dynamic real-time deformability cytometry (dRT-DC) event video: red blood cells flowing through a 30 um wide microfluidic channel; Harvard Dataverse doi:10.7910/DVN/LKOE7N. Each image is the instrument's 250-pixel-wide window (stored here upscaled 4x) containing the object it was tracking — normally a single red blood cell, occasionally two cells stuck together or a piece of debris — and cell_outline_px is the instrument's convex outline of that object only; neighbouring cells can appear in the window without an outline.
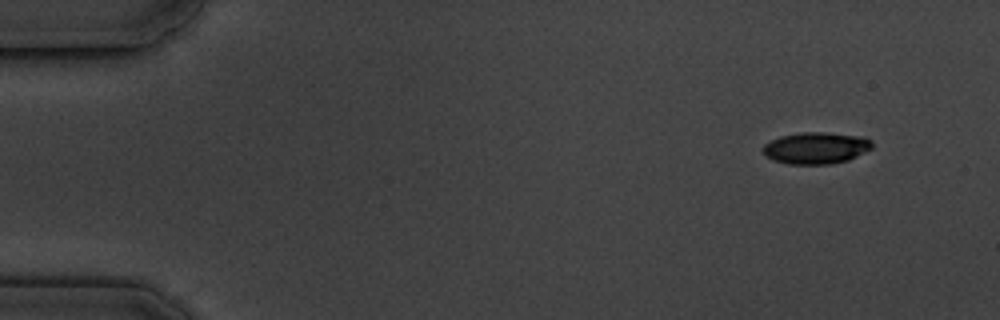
{"species": "common noctule bat (a hibernating species)", "species_latin": "Nyctalus noctula", "temperature_condition": "cold", "stored_images_in_passage": 9, "camera_frame_rate_fps": 3000, "um_per_image_px": 0.085, "animal": {"sex": "male", "body_mass_g": 19.5, "forearm_length_mm": 54.6}, "frame": {"image": 1, "passage_image": 1, "time_ms": 0.0, "image_size_px": [1000, 320], "cell_outline_px": [[872, 148], [848, 160], [832, 164], [788, 164], [772, 160], [764, 152], [764, 144], [780, 136], [800, 132], [824, 132], [864, 136], [872, 140]], "centroid_in_image_um": [69.39, 12.57], "position_along_channel_um": 15.6, "area_um2": 20.17}}
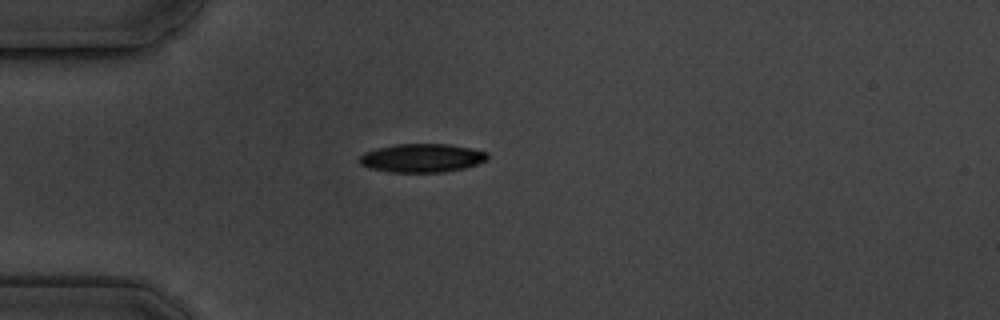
{"frame": {"image": 2, "passage_image": 4, "time_ms": 3.667, "image_size_px": [1000, 320], "cell_outline_px": [[488, 160], [464, 168], [444, 172], [388, 172], [368, 168], [360, 164], [356, 160], [364, 152], [376, 148], [396, 144], [448, 144], [488, 152]], "centroid_in_image_um": [35.81, 13.43], "position_along_channel_um": 49.2, "area_um2": 21.44}}